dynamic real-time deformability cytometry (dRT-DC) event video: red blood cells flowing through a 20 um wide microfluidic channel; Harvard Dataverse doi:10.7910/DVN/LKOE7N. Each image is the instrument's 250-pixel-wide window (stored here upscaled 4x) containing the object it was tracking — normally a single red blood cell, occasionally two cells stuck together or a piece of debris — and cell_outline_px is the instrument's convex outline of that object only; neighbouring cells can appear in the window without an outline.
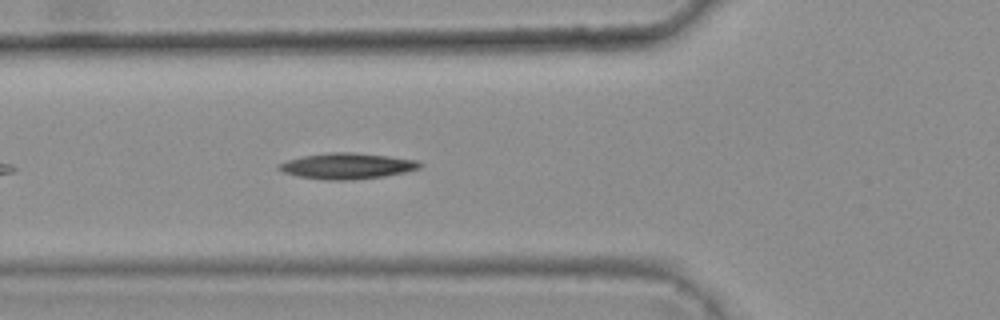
{"species": "common noctule bat (a hibernating species)", "species_latin": "Nyctalus noctula", "temperature_condition": "warm", "stored_images_in_passage": 6, "segment_of_instrument_passage": [1, 2], "camera_frame_rate_fps": 3000, "um_per_image_px": 0.085, "animal": {"sex": "female", "body_mass_g": 25.1}, "frame": {"image": 1, "passage_image": 5, "time_ms": 1.333, "image_size_px": [1000, 320], "cell_outline_px": [[424, 164], [420, 168], [404, 172], [384, 176], [352, 180], [328, 180], [300, 176], [284, 172], [276, 168], [280, 164], [288, 160], [304, 156], [324, 152], [356, 152], [388, 156], [416, 160]], "centroid_in_image_um": [29.53, 14.1], "position_along_channel_um": 96.3, "area_um2": 21.15}}